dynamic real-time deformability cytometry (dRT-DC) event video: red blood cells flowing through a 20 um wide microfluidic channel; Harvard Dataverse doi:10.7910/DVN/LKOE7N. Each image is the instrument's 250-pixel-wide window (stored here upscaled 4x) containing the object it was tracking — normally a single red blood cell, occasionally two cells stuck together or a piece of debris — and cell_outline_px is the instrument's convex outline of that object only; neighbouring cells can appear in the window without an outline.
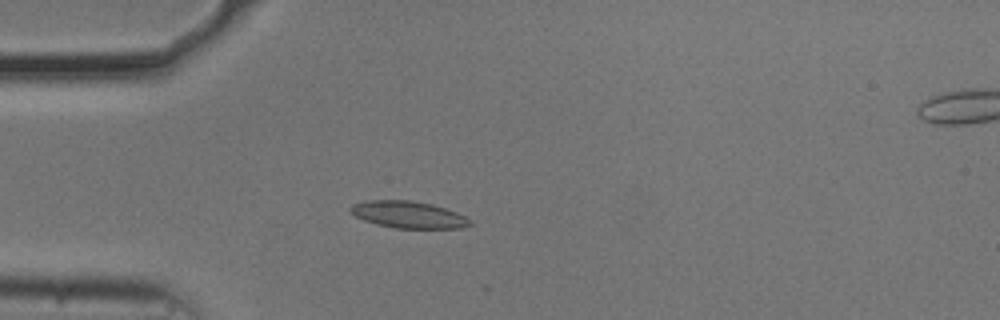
{"species": "common noctule bat (a hibernating species)", "species_latin": "Nyctalus noctula", "temperature_condition": "cold", "stored_images_in_passage": 7, "camera_frame_rate_fps": 3000, "um_per_image_px": 0.085, "animal": {"sex": "male", "body_mass_g": 20.5, "forearm_length_mm": 52.5}, "frame": {"image": 1, "passage_image": 1, "time_ms": 0.0, "image_size_px": [1000, 320], "cell_outline_px": [[472, 224], [460, 228], [396, 228], [376, 224], [364, 220], [348, 212], [348, 208], [352, 204], [368, 200], [408, 200], [432, 204], [456, 212], [472, 220]], "centroid_in_image_um": [34.68, 18.24], "position_along_channel_um": 50.3, "area_um2": 18.73}}
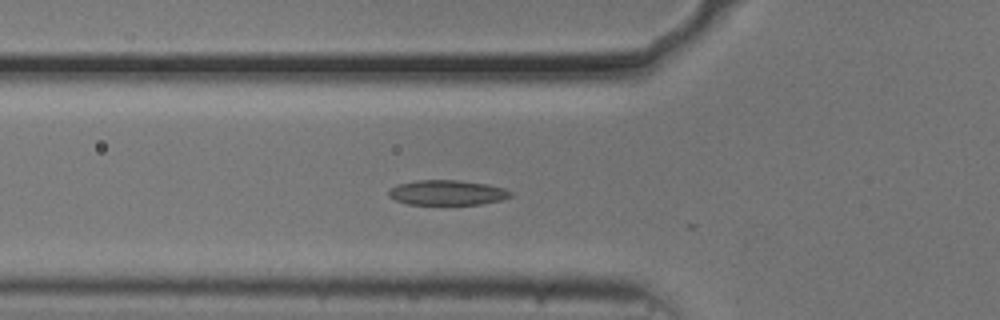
{"frame": {"image": 2, "passage_image": 5, "time_ms": 1.333, "image_size_px": [1000, 320], "cell_outline_px": [[512, 196], [500, 200], [480, 204], [408, 204], [396, 200], [388, 196], [388, 192], [396, 184], [416, 180], [460, 180], [488, 184], [504, 188], [512, 192]], "centroid_in_image_um": [38.01, 16.36], "position_along_channel_um": 87.8, "area_um2": 17.74}}